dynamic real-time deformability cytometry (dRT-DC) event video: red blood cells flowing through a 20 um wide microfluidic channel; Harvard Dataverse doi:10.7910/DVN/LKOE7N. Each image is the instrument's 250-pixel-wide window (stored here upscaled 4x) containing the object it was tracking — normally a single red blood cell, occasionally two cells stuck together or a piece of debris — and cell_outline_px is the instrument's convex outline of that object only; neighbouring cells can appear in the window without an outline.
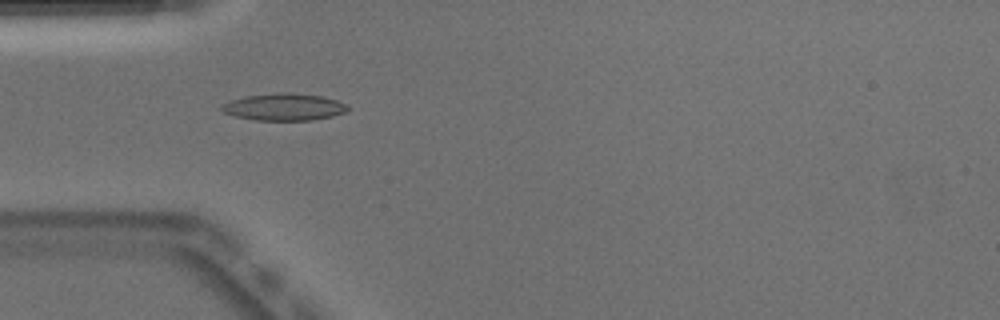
{"species": "Egyptian fruit bat (a non-hibernating species)", "species_latin": "Rousettus aegyptiacus", "temperature_condition": "warm", "stored_images_in_passage": 51, "camera_frame_rate_fps": 3000, "um_per_image_px": 0.085, "animal": {"sex": "male"}, "frame": {"image": 1, "passage_image": 15, "time_ms": 4.667, "image_size_px": [1000, 320], "cell_outline_px": [[348, 108], [344, 112], [332, 116], [312, 120], [256, 120], [236, 116], [224, 112], [220, 108], [220, 104], [244, 96], [276, 92], [292, 92], [320, 96], [336, 100], [348, 104]], "centroid_in_image_um": [24.12, 9.08], "position_along_channel_um": 60.9, "area_um2": 19.88}, "authors_computed_cell_mechanics": {"area_um2": 18.3804, "velocity_mm_per_s": 3.9461, "shape_relaxation_time_tau1_ms": null, "shape_relaxation_time_tau2_ms": 2.3157, "deformation_change_tau1": null, "deformation_change_tau2": 0.1026}}